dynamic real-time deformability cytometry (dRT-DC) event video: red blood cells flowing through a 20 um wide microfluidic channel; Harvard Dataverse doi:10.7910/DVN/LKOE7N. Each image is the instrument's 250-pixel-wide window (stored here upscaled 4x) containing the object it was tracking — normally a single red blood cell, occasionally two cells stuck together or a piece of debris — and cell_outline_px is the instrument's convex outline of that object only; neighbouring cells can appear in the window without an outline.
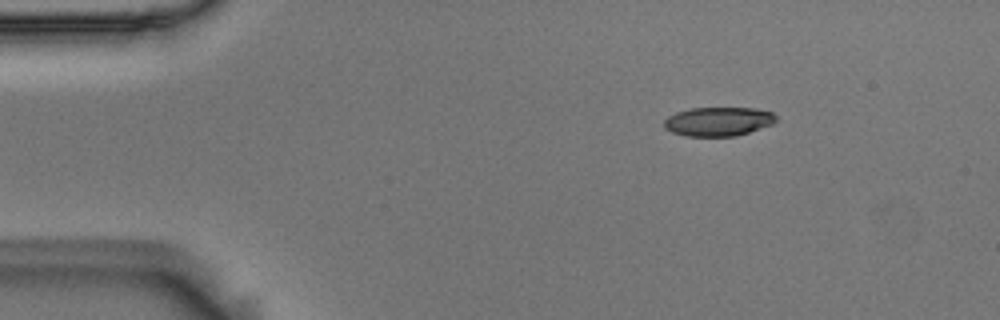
{"species": "Egyptian fruit bat (a non-hibernating species)", "species_latin": "Rousettus aegyptiacus", "temperature_condition": "room temperature", "stored_images_in_passage": 48, "camera_frame_rate_fps": 3000, "um_per_image_px": 0.085, "animal": {"sex": "male"}, "frame": {"image": 1, "passage_image": 1, "time_ms": 0.0, "image_size_px": [1000, 320], "cell_outline_px": [[776, 120], [772, 124], [736, 136], [684, 136], [672, 132], [664, 128], [664, 120], [668, 116], [676, 112], [688, 108], [756, 108], [772, 112], [776, 116]], "centroid_in_image_um": [61.02, 10.32], "position_along_channel_um": 24.0, "area_um2": 18.96}}
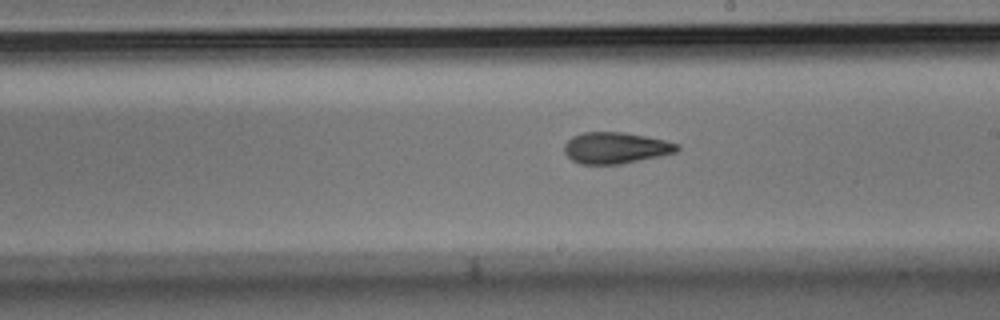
{"frame": {"image": 2, "passage_image": 24, "time_ms": 7.667, "image_size_px": [1000, 320], "cell_outline_px": [[680, 148], [676, 152], [660, 156], [620, 164], [580, 164], [572, 160], [564, 152], [564, 144], [572, 136], [584, 132], [624, 132], [664, 140], [680, 144]], "centroid_in_image_um": [52.32, 12.57], "position_along_channel_um": 236.7, "area_um2": 20.58}}
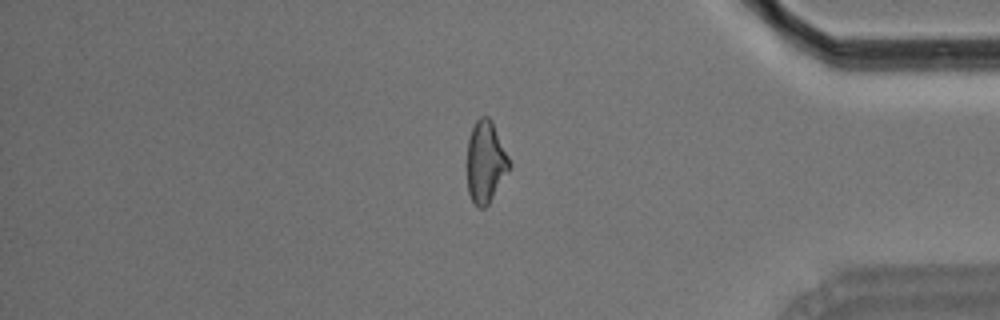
{"frame": {"image": 3, "passage_image": 39, "time_ms": 12.667, "image_size_px": [1000, 320], "cell_outline_px": [[512, 164], [488, 204], [484, 208], [476, 208], [468, 192], [468, 140], [472, 128], [476, 120], [480, 116], [488, 116], [492, 120]], "centroid_in_image_um": [41.28, 13.75], "position_along_channel_um": 393.9, "area_um2": 19.94}, "authors_computed_cell_mechanics": {"area_um2": 20.519, "velocity_mm_per_s": 3.6754, "shape_relaxation_time_tau1_ms": 5.0439, "shape_relaxation_time_tau2_ms": 3.2527, "deformation_change_tau1": 0.1857, "deformation_change_tau2": 0.1181}}